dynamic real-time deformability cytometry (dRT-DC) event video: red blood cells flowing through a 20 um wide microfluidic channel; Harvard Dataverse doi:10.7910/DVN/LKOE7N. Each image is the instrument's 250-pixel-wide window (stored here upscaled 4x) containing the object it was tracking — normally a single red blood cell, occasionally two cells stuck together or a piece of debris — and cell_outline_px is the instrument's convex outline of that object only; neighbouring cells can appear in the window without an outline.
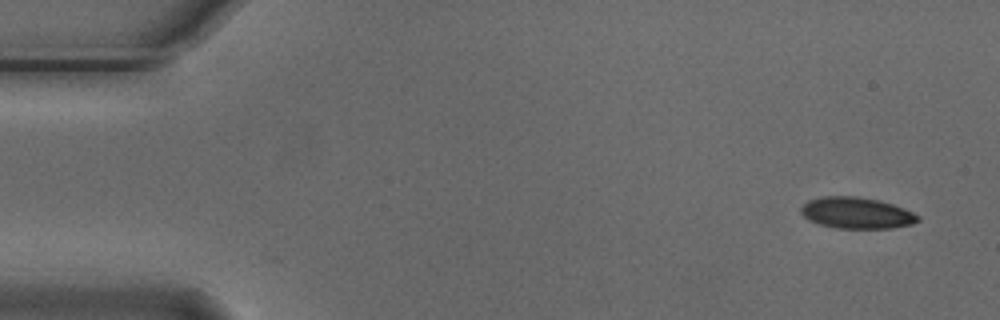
{"species": "Egyptian fruit bat (a non-hibernating species)", "species_latin": "Rousettus aegyptiacus", "temperature_condition": "cold", "stored_images_in_passage": 2, "camera_frame_rate_fps": 3000, "um_per_image_px": 0.085, "animal": {"sex": "male"}, "frame": {"image": 1, "passage_image": 1, "time_ms": 0.0, "image_size_px": [1000, 320], "cell_outline_px": [[920, 220], [912, 224], [892, 228], [836, 228], [820, 224], [804, 216], [800, 212], [800, 208], [808, 200], [820, 196], [856, 196], [880, 200], [904, 208], [920, 216]], "centroid_in_image_um": [72.82, 18.09], "position_along_channel_um": 12.2, "area_um2": 21.33}}